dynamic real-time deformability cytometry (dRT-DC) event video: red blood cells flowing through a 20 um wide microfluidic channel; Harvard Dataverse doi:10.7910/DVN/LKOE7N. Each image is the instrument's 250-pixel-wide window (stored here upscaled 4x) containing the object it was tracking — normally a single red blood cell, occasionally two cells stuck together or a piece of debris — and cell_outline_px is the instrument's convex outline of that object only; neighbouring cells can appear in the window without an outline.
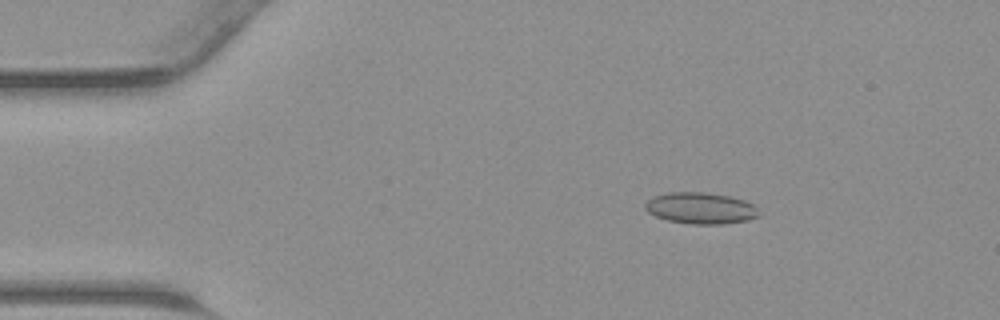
{"species": "common noctule bat (a hibernating species)", "species_latin": "Nyctalus noctula", "temperature_condition": "warm", "stored_images_in_passage": 44, "camera_frame_rate_fps": 3000, "um_per_image_px": 0.085, "animal": {"sex": "male", "body_mass_g": 23.1, "forearm_length_mm": 52.7}, "frame": {"image": 1, "passage_image": 7, "time_ms": 2.0, "image_size_px": [1000, 320], "cell_outline_px": [[760, 216], [748, 220], [720, 224], [688, 224], [668, 220], [656, 216], [648, 212], [644, 208], [644, 204], [652, 196], [668, 192], [704, 192], [728, 196], [744, 200], [752, 204], [756, 208]], "centroid_in_image_um": [59.52, 17.69], "position_along_channel_um": 25.5, "area_um2": 20.81}}
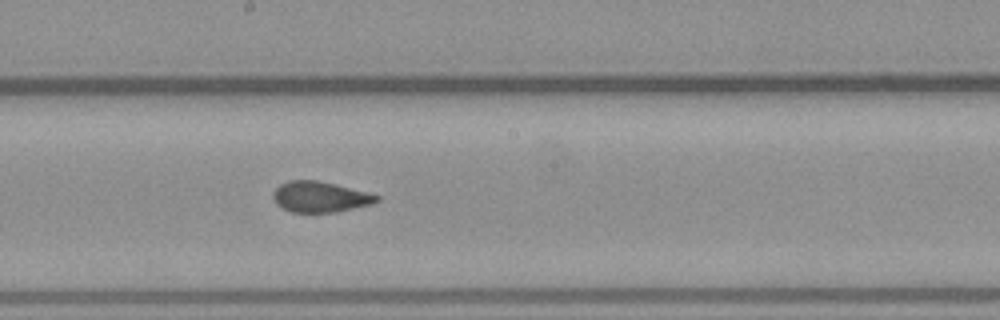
{"frame": {"image": 2, "passage_image": 24, "time_ms": 7.667, "image_size_px": [1000, 320], "cell_outline_px": [[380, 200], [372, 204], [336, 212], [292, 212], [276, 204], [272, 196], [272, 192], [280, 184], [288, 180], [316, 180], [336, 184], [368, 192], [380, 196]], "centroid_in_image_um": [27.21, 16.72], "position_along_channel_um": 221.0, "area_um2": 18.61}}
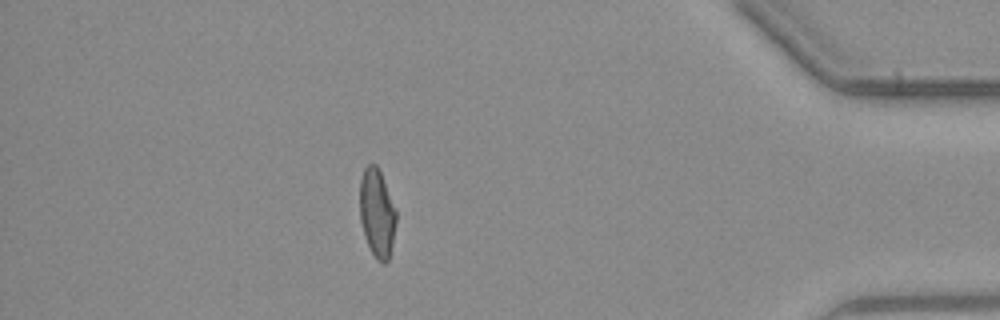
{"frame": {"image": 3, "passage_image": 39, "time_ms": 12.667, "image_size_px": [1000, 320], "cell_outline_px": [[396, 224], [392, 244], [388, 260], [384, 264], [376, 260], [364, 236], [360, 220], [360, 180], [364, 168], [368, 164], [376, 164], [380, 172], [396, 212]], "centroid_in_image_um": [32.03, 18.13], "position_along_channel_um": 403.2, "area_um2": 18.5}}